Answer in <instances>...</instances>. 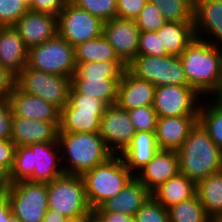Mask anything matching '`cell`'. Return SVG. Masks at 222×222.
Returning a JSON list of instances; mask_svg holds the SVG:
<instances>
[{
    "instance_id": "33",
    "label": "cell",
    "mask_w": 222,
    "mask_h": 222,
    "mask_svg": "<svg viewBox=\"0 0 222 222\" xmlns=\"http://www.w3.org/2000/svg\"><path fill=\"white\" fill-rule=\"evenodd\" d=\"M127 65L123 61L76 64L72 78H121Z\"/></svg>"
},
{
    "instance_id": "53",
    "label": "cell",
    "mask_w": 222,
    "mask_h": 222,
    "mask_svg": "<svg viewBox=\"0 0 222 222\" xmlns=\"http://www.w3.org/2000/svg\"><path fill=\"white\" fill-rule=\"evenodd\" d=\"M214 222H222V215Z\"/></svg>"
},
{
    "instance_id": "12",
    "label": "cell",
    "mask_w": 222,
    "mask_h": 222,
    "mask_svg": "<svg viewBox=\"0 0 222 222\" xmlns=\"http://www.w3.org/2000/svg\"><path fill=\"white\" fill-rule=\"evenodd\" d=\"M104 22L75 5L71 0L58 15V34L76 47L103 35Z\"/></svg>"
},
{
    "instance_id": "27",
    "label": "cell",
    "mask_w": 222,
    "mask_h": 222,
    "mask_svg": "<svg viewBox=\"0 0 222 222\" xmlns=\"http://www.w3.org/2000/svg\"><path fill=\"white\" fill-rule=\"evenodd\" d=\"M157 33L161 34L162 46L167 53L176 56H180L196 37L193 21H167Z\"/></svg>"
},
{
    "instance_id": "16",
    "label": "cell",
    "mask_w": 222,
    "mask_h": 222,
    "mask_svg": "<svg viewBox=\"0 0 222 222\" xmlns=\"http://www.w3.org/2000/svg\"><path fill=\"white\" fill-rule=\"evenodd\" d=\"M13 27L29 49L58 34V16L28 10Z\"/></svg>"
},
{
    "instance_id": "11",
    "label": "cell",
    "mask_w": 222,
    "mask_h": 222,
    "mask_svg": "<svg viewBox=\"0 0 222 222\" xmlns=\"http://www.w3.org/2000/svg\"><path fill=\"white\" fill-rule=\"evenodd\" d=\"M12 215L22 222H41L48 209L46 183L23 180L12 183L5 193Z\"/></svg>"
},
{
    "instance_id": "21",
    "label": "cell",
    "mask_w": 222,
    "mask_h": 222,
    "mask_svg": "<svg viewBox=\"0 0 222 222\" xmlns=\"http://www.w3.org/2000/svg\"><path fill=\"white\" fill-rule=\"evenodd\" d=\"M8 100L13 116L59 123L60 110L52 103L21 91L16 85Z\"/></svg>"
},
{
    "instance_id": "48",
    "label": "cell",
    "mask_w": 222,
    "mask_h": 222,
    "mask_svg": "<svg viewBox=\"0 0 222 222\" xmlns=\"http://www.w3.org/2000/svg\"><path fill=\"white\" fill-rule=\"evenodd\" d=\"M11 185L9 172L0 165V195L5 194Z\"/></svg>"
},
{
    "instance_id": "5",
    "label": "cell",
    "mask_w": 222,
    "mask_h": 222,
    "mask_svg": "<svg viewBox=\"0 0 222 222\" xmlns=\"http://www.w3.org/2000/svg\"><path fill=\"white\" fill-rule=\"evenodd\" d=\"M88 204L94 211L105 201L119 194L134 174L126 167L120 155H112L105 162L81 175Z\"/></svg>"
},
{
    "instance_id": "46",
    "label": "cell",
    "mask_w": 222,
    "mask_h": 222,
    "mask_svg": "<svg viewBox=\"0 0 222 222\" xmlns=\"http://www.w3.org/2000/svg\"><path fill=\"white\" fill-rule=\"evenodd\" d=\"M100 222H135L134 216L121 212H93Z\"/></svg>"
},
{
    "instance_id": "28",
    "label": "cell",
    "mask_w": 222,
    "mask_h": 222,
    "mask_svg": "<svg viewBox=\"0 0 222 222\" xmlns=\"http://www.w3.org/2000/svg\"><path fill=\"white\" fill-rule=\"evenodd\" d=\"M196 194L208 216L216 221L222 215V171L199 181Z\"/></svg>"
},
{
    "instance_id": "36",
    "label": "cell",
    "mask_w": 222,
    "mask_h": 222,
    "mask_svg": "<svg viewBox=\"0 0 222 222\" xmlns=\"http://www.w3.org/2000/svg\"><path fill=\"white\" fill-rule=\"evenodd\" d=\"M135 21L140 31L157 32L167 23L159 8L148 1Z\"/></svg>"
},
{
    "instance_id": "6",
    "label": "cell",
    "mask_w": 222,
    "mask_h": 222,
    "mask_svg": "<svg viewBox=\"0 0 222 222\" xmlns=\"http://www.w3.org/2000/svg\"><path fill=\"white\" fill-rule=\"evenodd\" d=\"M107 106L100 99L78 93L71 86L68 103L60 110L59 132H100L101 118Z\"/></svg>"
},
{
    "instance_id": "40",
    "label": "cell",
    "mask_w": 222,
    "mask_h": 222,
    "mask_svg": "<svg viewBox=\"0 0 222 222\" xmlns=\"http://www.w3.org/2000/svg\"><path fill=\"white\" fill-rule=\"evenodd\" d=\"M137 55L159 56L169 55L162 46L161 34L156 31H140Z\"/></svg>"
},
{
    "instance_id": "54",
    "label": "cell",
    "mask_w": 222,
    "mask_h": 222,
    "mask_svg": "<svg viewBox=\"0 0 222 222\" xmlns=\"http://www.w3.org/2000/svg\"><path fill=\"white\" fill-rule=\"evenodd\" d=\"M217 98L222 101V92L219 94V96Z\"/></svg>"
},
{
    "instance_id": "41",
    "label": "cell",
    "mask_w": 222,
    "mask_h": 222,
    "mask_svg": "<svg viewBox=\"0 0 222 222\" xmlns=\"http://www.w3.org/2000/svg\"><path fill=\"white\" fill-rule=\"evenodd\" d=\"M148 0H117V17L135 20Z\"/></svg>"
},
{
    "instance_id": "38",
    "label": "cell",
    "mask_w": 222,
    "mask_h": 222,
    "mask_svg": "<svg viewBox=\"0 0 222 222\" xmlns=\"http://www.w3.org/2000/svg\"><path fill=\"white\" fill-rule=\"evenodd\" d=\"M135 222H169L168 209L152 196L134 215Z\"/></svg>"
},
{
    "instance_id": "8",
    "label": "cell",
    "mask_w": 222,
    "mask_h": 222,
    "mask_svg": "<svg viewBox=\"0 0 222 222\" xmlns=\"http://www.w3.org/2000/svg\"><path fill=\"white\" fill-rule=\"evenodd\" d=\"M27 67L72 78L76 70L75 47L57 34L28 49Z\"/></svg>"
},
{
    "instance_id": "10",
    "label": "cell",
    "mask_w": 222,
    "mask_h": 222,
    "mask_svg": "<svg viewBox=\"0 0 222 222\" xmlns=\"http://www.w3.org/2000/svg\"><path fill=\"white\" fill-rule=\"evenodd\" d=\"M15 85L21 91L50 102L61 110L68 103L71 78L25 66L16 76Z\"/></svg>"
},
{
    "instance_id": "51",
    "label": "cell",
    "mask_w": 222,
    "mask_h": 222,
    "mask_svg": "<svg viewBox=\"0 0 222 222\" xmlns=\"http://www.w3.org/2000/svg\"><path fill=\"white\" fill-rule=\"evenodd\" d=\"M7 222H22L19 218L12 216Z\"/></svg>"
},
{
    "instance_id": "35",
    "label": "cell",
    "mask_w": 222,
    "mask_h": 222,
    "mask_svg": "<svg viewBox=\"0 0 222 222\" xmlns=\"http://www.w3.org/2000/svg\"><path fill=\"white\" fill-rule=\"evenodd\" d=\"M78 7L86 10L103 22L117 17V0H71Z\"/></svg>"
},
{
    "instance_id": "18",
    "label": "cell",
    "mask_w": 222,
    "mask_h": 222,
    "mask_svg": "<svg viewBox=\"0 0 222 222\" xmlns=\"http://www.w3.org/2000/svg\"><path fill=\"white\" fill-rule=\"evenodd\" d=\"M11 141L16 145L54 142L58 140L59 123L13 116Z\"/></svg>"
},
{
    "instance_id": "25",
    "label": "cell",
    "mask_w": 222,
    "mask_h": 222,
    "mask_svg": "<svg viewBox=\"0 0 222 222\" xmlns=\"http://www.w3.org/2000/svg\"><path fill=\"white\" fill-rule=\"evenodd\" d=\"M159 150L155 132L141 131L136 132L120 156L135 176L136 172L145 167Z\"/></svg>"
},
{
    "instance_id": "50",
    "label": "cell",
    "mask_w": 222,
    "mask_h": 222,
    "mask_svg": "<svg viewBox=\"0 0 222 222\" xmlns=\"http://www.w3.org/2000/svg\"><path fill=\"white\" fill-rule=\"evenodd\" d=\"M93 215H83L78 218L68 219L66 222H90Z\"/></svg>"
},
{
    "instance_id": "31",
    "label": "cell",
    "mask_w": 222,
    "mask_h": 222,
    "mask_svg": "<svg viewBox=\"0 0 222 222\" xmlns=\"http://www.w3.org/2000/svg\"><path fill=\"white\" fill-rule=\"evenodd\" d=\"M211 102L213 104L209 103L204 105L201 103L198 113V122L207 131L211 140H213L222 151V101L216 97Z\"/></svg>"
},
{
    "instance_id": "49",
    "label": "cell",
    "mask_w": 222,
    "mask_h": 222,
    "mask_svg": "<svg viewBox=\"0 0 222 222\" xmlns=\"http://www.w3.org/2000/svg\"><path fill=\"white\" fill-rule=\"evenodd\" d=\"M68 218L55 210L47 209L45 216L41 222H66Z\"/></svg>"
},
{
    "instance_id": "37",
    "label": "cell",
    "mask_w": 222,
    "mask_h": 222,
    "mask_svg": "<svg viewBox=\"0 0 222 222\" xmlns=\"http://www.w3.org/2000/svg\"><path fill=\"white\" fill-rule=\"evenodd\" d=\"M129 118L136 132H155L158 116L153 105L138 107L128 111Z\"/></svg>"
},
{
    "instance_id": "1",
    "label": "cell",
    "mask_w": 222,
    "mask_h": 222,
    "mask_svg": "<svg viewBox=\"0 0 222 222\" xmlns=\"http://www.w3.org/2000/svg\"><path fill=\"white\" fill-rule=\"evenodd\" d=\"M179 57L190 87L201 98L204 94L218 97L222 92V48L195 37Z\"/></svg>"
},
{
    "instance_id": "42",
    "label": "cell",
    "mask_w": 222,
    "mask_h": 222,
    "mask_svg": "<svg viewBox=\"0 0 222 222\" xmlns=\"http://www.w3.org/2000/svg\"><path fill=\"white\" fill-rule=\"evenodd\" d=\"M13 112L8 99L0 101V139L11 140Z\"/></svg>"
},
{
    "instance_id": "32",
    "label": "cell",
    "mask_w": 222,
    "mask_h": 222,
    "mask_svg": "<svg viewBox=\"0 0 222 222\" xmlns=\"http://www.w3.org/2000/svg\"><path fill=\"white\" fill-rule=\"evenodd\" d=\"M169 222H213L197 194L168 208Z\"/></svg>"
},
{
    "instance_id": "24",
    "label": "cell",
    "mask_w": 222,
    "mask_h": 222,
    "mask_svg": "<svg viewBox=\"0 0 222 222\" xmlns=\"http://www.w3.org/2000/svg\"><path fill=\"white\" fill-rule=\"evenodd\" d=\"M28 48L13 26L0 27V65L15 77L27 66Z\"/></svg>"
},
{
    "instance_id": "55",
    "label": "cell",
    "mask_w": 222,
    "mask_h": 222,
    "mask_svg": "<svg viewBox=\"0 0 222 222\" xmlns=\"http://www.w3.org/2000/svg\"><path fill=\"white\" fill-rule=\"evenodd\" d=\"M94 222H100V221L94 216Z\"/></svg>"
},
{
    "instance_id": "45",
    "label": "cell",
    "mask_w": 222,
    "mask_h": 222,
    "mask_svg": "<svg viewBox=\"0 0 222 222\" xmlns=\"http://www.w3.org/2000/svg\"><path fill=\"white\" fill-rule=\"evenodd\" d=\"M16 77L0 65V101L8 99L15 86Z\"/></svg>"
},
{
    "instance_id": "34",
    "label": "cell",
    "mask_w": 222,
    "mask_h": 222,
    "mask_svg": "<svg viewBox=\"0 0 222 222\" xmlns=\"http://www.w3.org/2000/svg\"><path fill=\"white\" fill-rule=\"evenodd\" d=\"M156 5L167 21H193L194 0H148Z\"/></svg>"
},
{
    "instance_id": "56",
    "label": "cell",
    "mask_w": 222,
    "mask_h": 222,
    "mask_svg": "<svg viewBox=\"0 0 222 222\" xmlns=\"http://www.w3.org/2000/svg\"><path fill=\"white\" fill-rule=\"evenodd\" d=\"M90 222H94V215H93V217H92V219H91V221Z\"/></svg>"
},
{
    "instance_id": "20",
    "label": "cell",
    "mask_w": 222,
    "mask_h": 222,
    "mask_svg": "<svg viewBox=\"0 0 222 222\" xmlns=\"http://www.w3.org/2000/svg\"><path fill=\"white\" fill-rule=\"evenodd\" d=\"M179 173L177 150L160 149L135 177L152 192L158 186Z\"/></svg>"
},
{
    "instance_id": "30",
    "label": "cell",
    "mask_w": 222,
    "mask_h": 222,
    "mask_svg": "<svg viewBox=\"0 0 222 222\" xmlns=\"http://www.w3.org/2000/svg\"><path fill=\"white\" fill-rule=\"evenodd\" d=\"M103 61H122L103 35L75 47L76 64Z\"/></svg>"
},
{
    "instance_id": "15",
    "label": "cell",
    "mask_w": 222,
    "mask_h": 222,
    "mask_svg": "<svg viewBox=\"0 0 222 222\" xmlns=\"http://www.w3.org/2000/svg\"><path fill=\"white\" fill-rule=\"evenodd\" d=\"M139 34L135 20L115 17L103 25V36L126 65L138 54Z\"/></svg>"
},
{
    "instance_id": "13",
    "label": "cell",
    "mask_w": 222,
    "mask_h": 222,
    "mask_svg": "<svg viewBox=\"0 0 222 222\" xmlns=\"http://www.w3.org/2000/svg\"><path fill=\"white\" fill-rule=\"evenodd\" d=\"M200 97L190 86L156 87L153 108L158 117L198 116Z\"/></svg>"
},
{
    "instance_id": "7",
    "label": "cell",
    "mask_w": 222,
    "mask_h": 222,
    "mask_svg": "<svg viewBox=\"0 0 222 222\" xmlns=\"http://www.w3.org/2000/svg\"><path fill=\"white\" fill-rule=\"evenodd\" d=\"M48 209L55 210L68 219L93 215L81 175L63 174L47 183Z\"/></svg>"
},
{
    "instance_id": "19",
    "label": "cell",
    "mask_w": 222,
    "mask_h": 222,
    "mask_svg": "<svg viewBox=\"0 0 222 222\" xmlns=\"http://www.w3.org/2000/svg\"><path fill=\"white\" fill-rule=\"evenodd\" d=\"M156 87L124 70L118 84L116 104L127 111L153 105Z\"/></svg>"
},
{
    "instance_id": "47",
    "label": "cell",
    "mask_w": 222,
    "mask_h": 222,
    "mask_svg": "<svg viewBox=\"0 0 222 222\" xmlns=\"http://www.w3.org/2000/svg\"><path fill=\"white\" fill-rule=\"evenodd\" d=\"M12 216L7 197L5 194L0 195V222H7Z\"/></svg>"
},
{
    "instance_id": "9",
    "label": "cell",
    "mask_w": 222,
    "mask_h": 222,
    "mask_svg": "<svg viewBox=\"0 0 222 222\" xmlns=\"http://www.w3.org/2000/svg\"><path fill=\"white\" fill-rule=\"evenodd\" d=\"M127 70L134 76L151 82L155 87L165 85L190 86L179 56L137 55Z\"/></svg>"
},
{
    "instance_id": "14",
    "label": "cell",
    "mask_w": 222,
    "mask_h": 222,
    "mask_svg": "<svg viewBox=\"0 0 222 222\" xmlns=\"http://www.w3.org/2000/svg\"><path fill=\"white\" fill-rule=\"evenodd\" d=\"M99 133L108 149L114 155H120L131 142L136 130L128 111L114 104L107 106L103 113Z\"/></svg>"
},
{
    "instance_id": "4",
    "label": "cell",
    "mask_w": 222,
    "mask_h": 222,
    "mask_svg": "<svg viewBox=\"0 0 222 222\" xmlns=\"http://www.w3.org/2000/svg\"><path fill=\"white\" fill-rule=\"evenodd\" d=\"M58 141L61 150H63L61 159L64 161L67 159L68 163L62 167L65 174L82 175L114 155L106 146L99 132H59Z\"/></svg>"
},
{
    "instance_id": "43",
    "label": "cell",
    "mask_w": 222,
    "mask_h": 222,
    "mask_svg": "<svg viewBox=\"0 0 222 222\" xmlns=\"http://www.w3.org/2000/svg\"><path fill=\"white\" fill-rule=\"evenodd\" d=\"M69 0H32L29 10L58 16Z\"/></svg>"
},
{
    "instance_id": "29",
    "label": "cell",
    "mask_w": 222,
    "mask_h": 222,
    "mask_svg": "<svg viewBox=\"0 0 222 222\" xmlns=\"http://www.w3.org/2000/svg\"><path fill=\"white\" fill-rule=\"evenodd\" d=\"M120 79L121 78H71V86L78 93L94 96L109 106L117 102Z\"/></svg>"
},
{
    "instance_id": "44",
    "label": "cell",
    "mask_w": 222,
    "mask_h": 222,
    "mask_svg": "<svg viewBox=\"0 0 222 222\" xmlns=\"http://www.w3.org/2000/svg\"><path fill=\"white\" fill-rule=\"evenodd\" d=\"M15 150L16 145L11 140L0 139V165L8 172L13 165Z\"/></svg>"
},
{
    "instance_id": "52",
    "label": "cell",
    "mask_w": 222,
    "mask_h": 222,
    "mask_svg": "<svg viewBox=\"0 0 222 222\" xmlns=\"http://www.w3.org/2000/svg\"><path fill=\"white\" fill-rule=\"evenodd\" d=\"M23 1H24V3L29 7L32 0H23Z\"/></svg>"
},
{
    "instance_id": "17",
    "label": "cell",
    "mask_w": 222,
    "mask_h": 222,
    "mask_svg": "<svg viewBox=\"0 0 222 222\" xmlns=\"http://www.w3.org/2000/svg\"><path fill=\"white\" fill-rule=\"evenodd\" d=\"M193 22L197 38L221 48L222 45V0H194ZM200 32V33H199ZM203 32V33H202ZM204 34L209 37H202ZM208 38V39H206ZM210 40V41H209ZM221 43V44H220Z\"/></svg>"
},
{
    "instance_id": "22",
    "label": "cell",
    "mask_w": 222,
    "mask_h": 222,
    "mask_svg": "<svg viewBox=\"0 0 222 222\" xmlns=\"http://www.w3.org/2000/svg\"><path fill=\"white\" fill-rule=\"evenodd\" d=\"M198 122V116L158 117L156 140L159 149L178 150Z\"/></svg>"
},
{
    "instance_id": "3",
    "label": "cell",
    "mask_w": 222,
    "mask_h": 222,
    "mask_svg": "<svg viewBox=\"0 0 222 222\" xmlns=\"http://www.w3.org/2000/svg\"><path fill=\"white\" fill-rule=\"evenodd\" d=\"M177 153L179 172L196 184L222 171V151L199 122L189 132Z\"/></svg>"
},
{
    "instance_id": "2",
    "label": "cell",
    "mask_w": 222,
    "mask_h": 222,
    "mask_svg": "<svg viewBox=\"0 0 222 222\" xmlns=\"http://www.w3.org/2000/svg\"><path fill=\"white\" fill-rule=\"evenodd\" d=\"M59 141L16 147L13 165L9 171L12 183L28 180L50 183L64 174ZM59 153V154H58ZM60 155V156H58Z\"/></svg>"
},
{
    "instance_id": "23",
    "label": "cell",
    "mask_w": 222,
    "mask_h": 222,
    "mask_svg": "<svg viewBox=\"0 0 222 222\" xmlns=\"http://www.w3.org/2000/svg\"><path fill=\"white\" fill-rule=\"evenodd\" d=\"M150 196L151 192L134 176L119 194L93 212H121L134 216Z\"/></svg>"
},
{
    "instance_id": "39",
    "label": "cell",
    "mask_w": 222,
    "mask_h": 222,
    "mask_svg": "<svg viewBox=\"0 0 222 222\" xmlns=\"http://www.w3.org/2000/svg\"><path fill=\"white\" fill-rule=\"evenodd\" d=\"M28 10L23 0H0V27L14 26Z\"/></svg>"
},
{
    "instance_id": "26",
    "label": "cell",
    "mask_w": 222,
    "mask_h": 222,
    "mask_svg": "<svg viewBox=\"0 0 222 222\" xmlns=\"http://www.w3.org/2000/svg\"><path fill=\"white\" fill-rule=\"evenodd\" d=\"M196 195V183L180 172L151 192V196L166 209Z\"/></svg>"
}]
</instances>
